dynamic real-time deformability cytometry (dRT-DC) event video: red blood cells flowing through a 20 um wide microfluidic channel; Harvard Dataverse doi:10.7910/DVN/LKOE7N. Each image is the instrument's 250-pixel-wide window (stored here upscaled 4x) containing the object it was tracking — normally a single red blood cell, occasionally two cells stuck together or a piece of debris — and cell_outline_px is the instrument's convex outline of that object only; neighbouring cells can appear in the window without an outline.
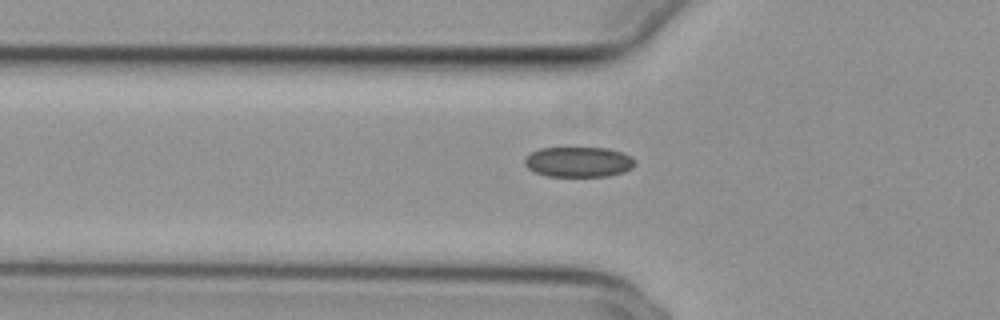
{"species": "common noctule bat (a hibernating species)", "species_latin": "Nyctalus noctula", "temperature_condition": "cold", "stored_images_in_passage": 32, "camera_frame_rate_fps": 3000, "um_per_image_px": 0.085, "animal": {"sex": "female", "body_mass_g": 29.2, "forearm_length_mm": 56.3}, "frame": {"image": 1, "passage_image": 6, "time_ms": 1.667, "image_size_px": [1000, 320], "cell_outline_px": [[636, 164], [632, 168], [624, 172], [608, 176], [548, 176], [536, 172], [528, 168], [524, 164], [524, 160], [532, 152], [540, 148], [608, 148], [624, 152], [632, 156], [636, 160]], "centroid_in_image_um": [49.24, 13.76], "position_along_channel_um": 76.6, "area_um2": 19.54}}
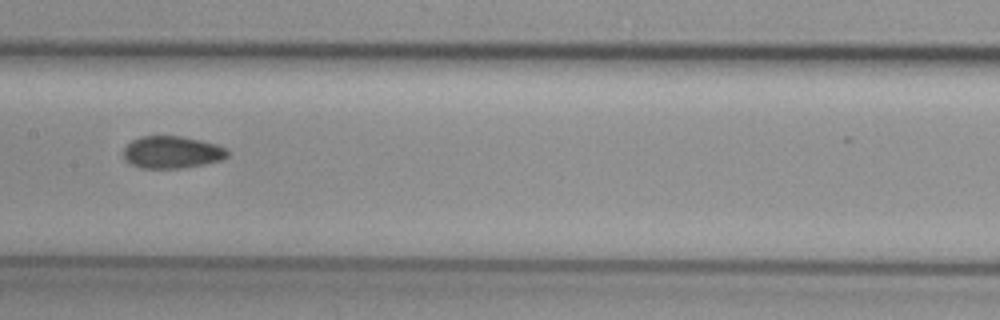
{"frame": {"image": 2, "passage_image": 15, "time_ms": 4.667, "image_size_px": [1000, 320], "cell_outline_px": [[228, 156], [224, 160], [204, 164], [180, 168], [140, 168], [124, 160], [124, 148], [132, 140], [144, 136], [180, 136], [200, 140], [216, 144], [228, 148]], "centroid_in_image_um": [14.65, 12.94], "position_along_channel_um": 192.8, "area_um2": 19.59}}
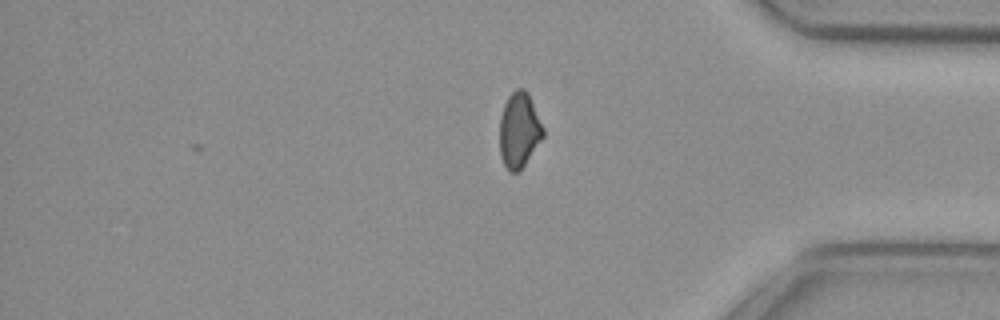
{"frame": {"image": 3, "passage_image": 32, "time_ms": 10.333, "image_size_px": [1000, 320], "cell_outline_px": [[544, 136], [524, 164], [516, 172], [508, 172], [504, 164], [500, 152], [500, 116], [504, 104], [508, 96], [516, 88], [524, 88], [528, 92], [544, 128]], "centroid_in_image_um": [44.12, 11.03], "position_along_channel_um": 391.1, "area_um2": 18.96}, "authors_computed_cell_mechanics": {"area_um2": 19.8543, "velocity_mm_per_s": 3.8497, "shape_relaxation_time_tau1_ms": null, "shape_relaxation_time_tau2_ms": 3.8245, "deformation_change_tau1": null, "deformation_change_tau2": 0.0869}}